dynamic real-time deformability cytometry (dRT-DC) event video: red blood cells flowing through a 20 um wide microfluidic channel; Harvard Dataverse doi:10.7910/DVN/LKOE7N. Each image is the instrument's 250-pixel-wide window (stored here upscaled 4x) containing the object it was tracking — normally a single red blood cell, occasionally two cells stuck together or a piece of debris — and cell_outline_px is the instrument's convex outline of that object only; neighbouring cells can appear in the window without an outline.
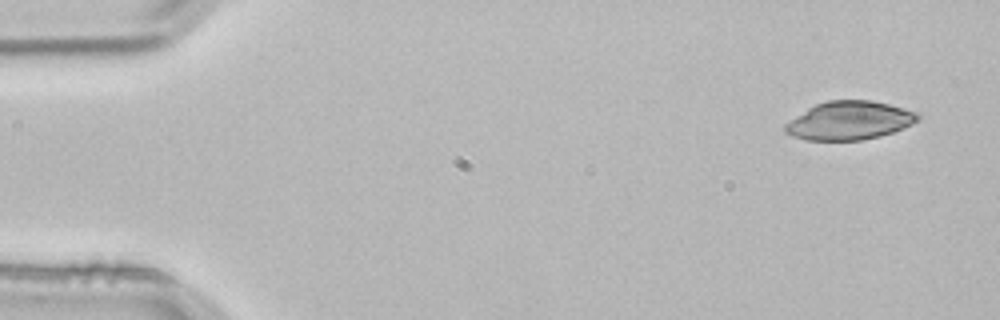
{"species": "common noctule bat (a hibernating species)", "species_latin": "Nyctalus noctula", "temperature_condition": "room temperature", "stored_images_in_passage": 4, "camera_frame_rate_fps": 3000, "um_per_image_px": 0.085, "animal": {"sex": "male", "body_mass_g": 21.5, "forearm_length_mm": 52.0}, "frame": {"image": 1, "passage_image": 1, "time_ms": 0.0, "image_size_px": [1000, 320], "cell_outline_px": [[920, 120], [904, 128], [880, 136], [860, 140], [804, 140], [792, 136], [784, 132], [784, 124], [808, 108], [816, 104], [828, 100], [872, 100], [888, 104], [916, 112], [920, 116]], "centroid_in_image_um": [72.18, 10.25], "position_along_channel_um": 12.8, "area_um2": 29.71}}